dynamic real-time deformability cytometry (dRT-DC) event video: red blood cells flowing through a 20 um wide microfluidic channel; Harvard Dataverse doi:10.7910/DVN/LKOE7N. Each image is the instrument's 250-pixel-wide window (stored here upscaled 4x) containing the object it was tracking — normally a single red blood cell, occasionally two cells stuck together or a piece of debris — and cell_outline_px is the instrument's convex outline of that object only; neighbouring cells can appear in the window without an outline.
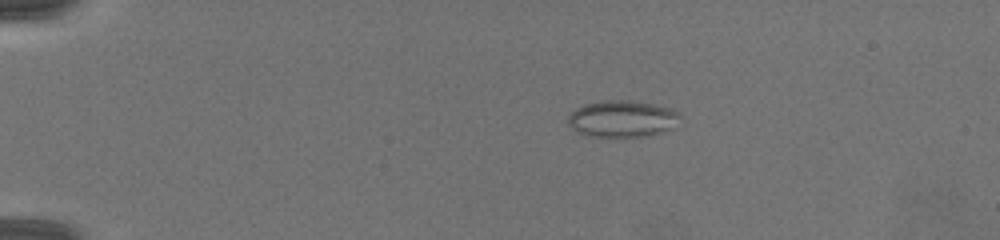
{"species": "common noctule bat (a hibernating species)", "species_latin": "Nyctalus noctula", "temperature_condition": "warm", "stored_images_in_passage": 29, "camera_frame_rate_fps": 3000, "um_per_image_px": 0.085, "animal": {"sex": "female", "body_mass_g": 19.5, "forearm_length_mm": 54.1}, "frame": {"image": 1, "passage_image": 4, "time_ms": 1.333, "image_size_px": [1000, 240], "cell_outline_px": [[680, 116], [668, 128], [644, 136], [588, 136], [576, 132], [568, 124], [568, 116], [576, 108], [584, 104], [604, 100], [628, 100], [652, 104], [672, 108], [680, 112]], "centroid_in_image_um": [52.81, 10.07], "position_along_channel_um": 32.2, "area_um2": 23.47}}
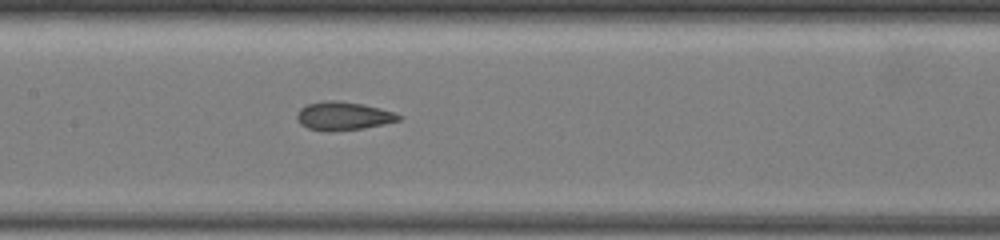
{"frame": {"image": 2, "passage_image": 14, "time_ms": 6.667, "image_size_px": [1000, 240], "cell_outline_px": [[400, 120], [384, 124], [364, 128], [332, 132], [324, 132], [308, 128], [300, 124], [296, 116], [300, 108], [308, 104], [328, 100], [336, 100], [360, 104], [380, 108], [392, 112], [400, 116]], "centroid_in_image_um": [29.13, 9.88], "position_along_channel_um": 178.3, "area_um2": 16.76}}
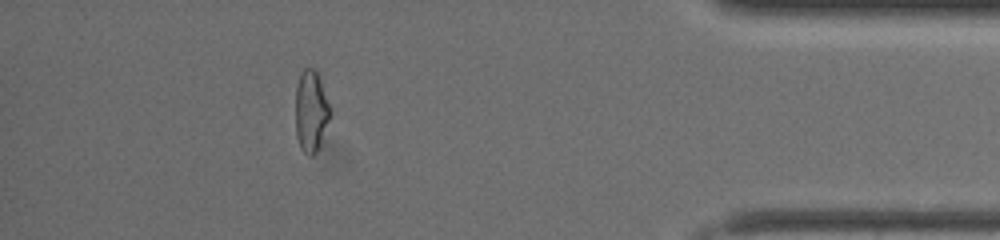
{"frame": {"image": 3, "passage_image": 26, "time_ms": 13.0, "image_size_px": [1000, 240], "cell_outline_px": [[332, 116], [320, 144], [316, 152], [312, 156], [308, 156], [300, 148], [296, 136], [296, 88], [300, 72], [304, 68], [316, 68], [332, 112]], "centroid_in_image_um": [26.45, 9.45], "position_along_channel_um": 408.7, "area_um2": 16.76}, "authors_computed_cell_mechanics": {"area_um2": 16.8198, "velocity_mm_per_s": 4.2479, "shape_relaxation_time_tau1_ms": null, "shape_relaxation_time_tau2_ms": 1.3192, "deformation_change_tau1": null, "deformation_change_tau2": 0.0746}}